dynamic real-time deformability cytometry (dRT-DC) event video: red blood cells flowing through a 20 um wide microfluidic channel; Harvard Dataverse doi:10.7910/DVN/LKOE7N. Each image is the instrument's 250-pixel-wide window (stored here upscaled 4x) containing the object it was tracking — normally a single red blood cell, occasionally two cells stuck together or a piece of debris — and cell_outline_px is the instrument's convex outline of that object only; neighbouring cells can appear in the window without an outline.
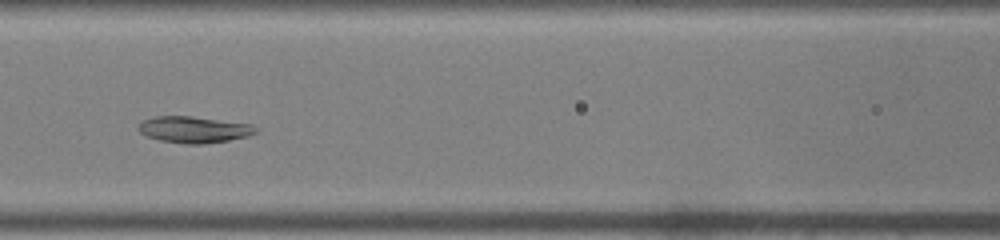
{"species": "common noctule bat (a hibernating species)", "species_latin": "Nyctalus noctula", "temperature_condition": "warm", "stored_images_in_passage": 42, "camera_frame_rate_fps": 3000, "um_per_image_px": 0.085, "animal": {"sex": "male", "body_mass_g": 19.0, "forearm_length_mm": 50.8}, "frame": {"image": 1, "passage_image": 15, "time_ms": 4.667, "image_size_px": [1000, 240], "cell_outline_px": [[260, 128], [256, 132], [248, 136], [228, 140], [204, 144], [184, 144], [160, 140], [144, 136], [136, 128], [144, 120], [156, 116], [192, 116], [252, 124]], "centroid_in_image_um": [16.49, 11.01], "position_along_channel_um": 150.1, "area_um2": 18.21}}
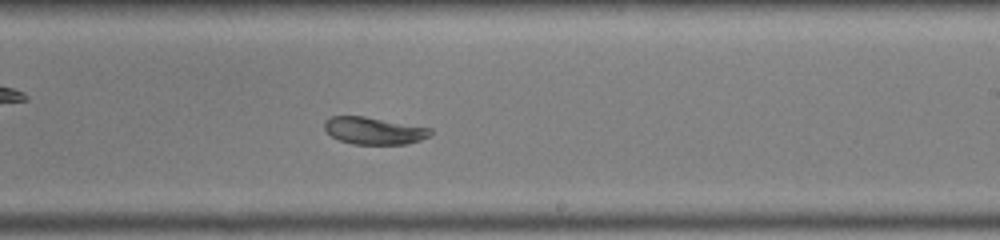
{"frame": {"image": 2, "passage_image": 23, "time_ms": 7.333, "image_size_px": [1000, 240], "cell_outline_px": [[432, 132], [428, 136], [420, 140], [404, 144], [352, 144], [340, 140], [332, 136], [324, 128], [324, 120], [332, 116], [364, 116], [432, 128]], "centroid_in_image_um": [31.77, 11.1], "position_along_channel_um": 257.2, "area_um2": 16.7}}
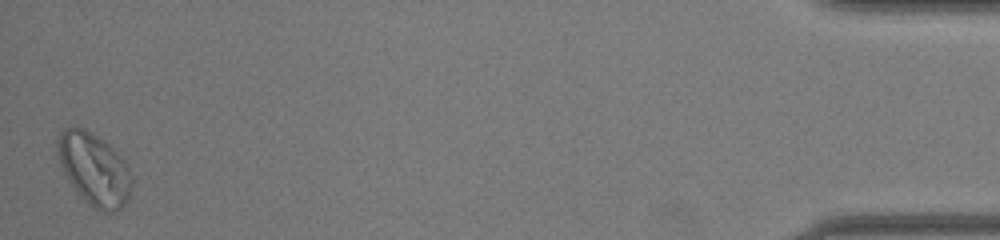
{"frame": {"image": 3, "passage_image": 42, "time_ms": 13.667, "image_size_px": [1000, 240], "cell_outline_px": [[132, 184], [128, 200], [116, 212], [100, 212], [92, 208], [76, 192], [64, 172], [60, 164], [56, 152], [56, 136], [64, 128], [84, 128], [92, 132], [104, 140], [128, 164], [132, 180]], "centroid_in_image_um": [7.99, 14.39], "position_along_channel_um": 427.2, "area_um2": 31.62}, "authors_computed_cell_mechanics": {"area_um2": 20.3745, "velocity_mm_per_s": 4.0269, "shape_relaxation_time_tau1_ms": 8.3354, "shape_relaxation_time_tau2_ms": 3.0394, "deformation_change_tau1": 0.1565, "deformation_change_tau2": 0.0745}}